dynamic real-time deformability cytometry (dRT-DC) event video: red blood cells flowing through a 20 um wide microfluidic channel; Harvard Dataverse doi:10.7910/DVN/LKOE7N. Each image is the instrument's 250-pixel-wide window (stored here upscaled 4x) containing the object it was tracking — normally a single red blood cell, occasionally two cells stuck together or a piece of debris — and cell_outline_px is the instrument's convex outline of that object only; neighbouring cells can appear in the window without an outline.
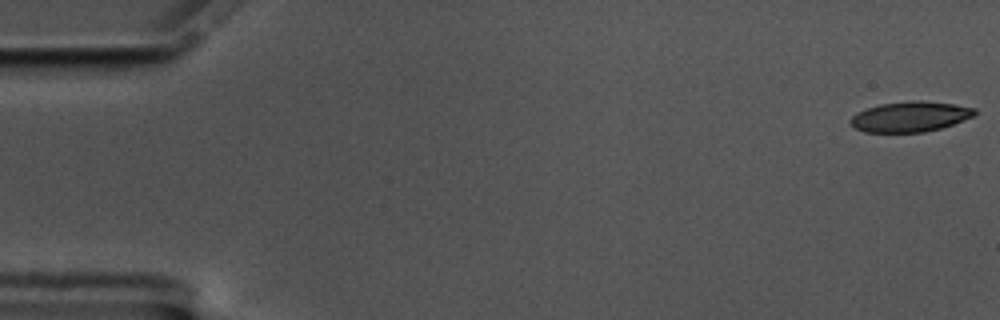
{"species": "common noctule bat (a hibernating species)", "species_latin": "Nyctalus noctula", "temperature_condition": "cold", "stored_images_in_passage": 58, "camera_frame_rate_fps": 3000, "um_per_image_px": 0.085, "animal": {"sex": "male", "body_mass_g": 17.5, "forearm_length_mm": 52.3}, "frame": {"image": 1, "passage_image": 1, "time_ms": 0.0, "image_size_px": [1000, 320], "cell_outline_px": [[976, 112], [972, 116], [952, 124], [940, 128], [924, 132], [864, 132], [856, 128], [848, 120], [856, 112], [864, 108], [880, 104], [912, 100], [920, 100], [956, 104], [976, 108]], "centroid_in_image_um": [77.33, 9.9], "position_along_channel_um": 7.7, "area_um2": 21.96}}
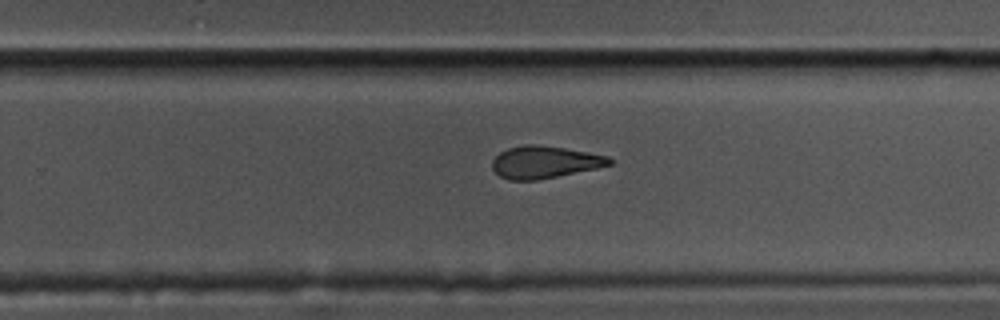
{"frame": {"image": 2, "passage_image": 37, "time_ms": 12.0, "image_size_px": [1000, 320], "cell_outline_px": [[612, 164], [596, 168], [536, 180], [508, 180], [500, 176], [492, 168], [492, 160], [500, 152], [508, 148], [524, 144], [536, 144], [564, 148], [588, 152], [608, 156], [612, 160]], "centroid_in_image_um": [46.26, 13.77], "position_along_channel_um": 283.5, "area_um2": 21.85}}
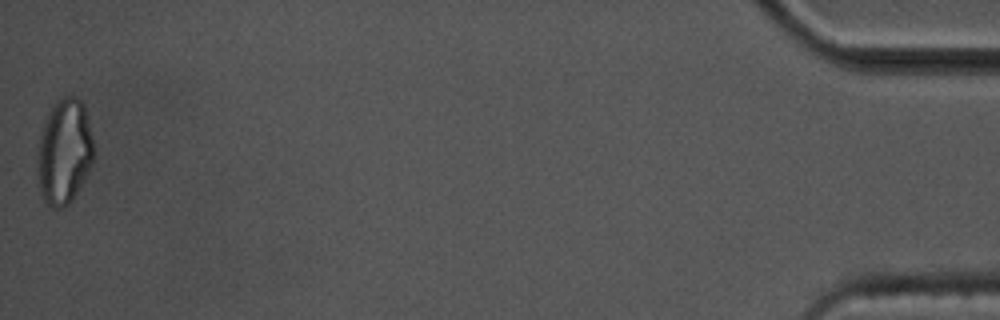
{"frame": {"image": 3, "passage_image": 58, "time_ms": 19.0, "image_size_px": [1000, 320], "cell_outline_px": [[92, 164], [84, 180], [72, 200], [64, 208], [52, 208], [44, 200], [36, 184], [36, 152], [40, 132], [44, 120], [52, 104], [60, 96], [76, 96], [84, 104], [92, 140]], "centroid_in_image_um": [5.4, 12.9], "position_along_channel_um": 429.8, "area_um2": 35.2}, "authors_computed_cell_mechanics": {"area_um2": 23.4957, "velocity_mm_per_s": 3.4583, "shape_relaxation_time_tau1_ms": 8.9332, "shape_relaxation_time_tau2_ms": 4.932, "deformation_change_tau1": 0.1882, "deformation_change_tau2": 0.1288}}